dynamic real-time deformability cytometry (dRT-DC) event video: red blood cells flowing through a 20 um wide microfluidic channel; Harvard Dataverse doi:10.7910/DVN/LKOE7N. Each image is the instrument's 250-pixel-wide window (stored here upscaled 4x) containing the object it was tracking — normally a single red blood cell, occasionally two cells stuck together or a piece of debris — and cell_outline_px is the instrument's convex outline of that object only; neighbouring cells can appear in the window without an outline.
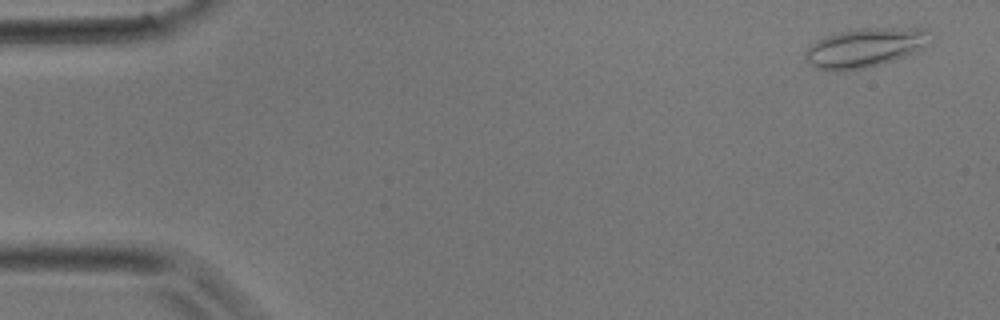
{"species": "common noctule bat (a hibernating species)", "species_latin": "Nyctalus noctula", "temperature_condition": "room temperature", "stored_images_in_passage": 3, "camera_frame_rate_fps": 3000, "um_per_image_px": 0.085, "animal": {"sex": "male", "body_mass_g": 17.9}, "frame": {"image": 1, "passage_image": 1, "time_ms": 0.0, "image_size_px": [1000, 320], "cell_outline_px": [[928, 32], [924, 48], [916, 52], [880, 64], [864, 68], [836, 72], [832, 72], [816, 68], [804, 60], [804, 52], [816, 40], [840, 32], [864, 28], [924, 28]], "centroid_in_image_um": [73.45, 4.07], "position_along_channel_um": 11.6, "area_um2": 28.21}}